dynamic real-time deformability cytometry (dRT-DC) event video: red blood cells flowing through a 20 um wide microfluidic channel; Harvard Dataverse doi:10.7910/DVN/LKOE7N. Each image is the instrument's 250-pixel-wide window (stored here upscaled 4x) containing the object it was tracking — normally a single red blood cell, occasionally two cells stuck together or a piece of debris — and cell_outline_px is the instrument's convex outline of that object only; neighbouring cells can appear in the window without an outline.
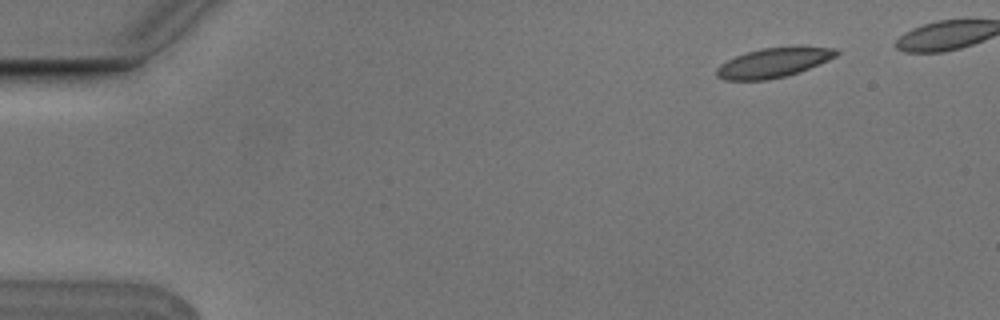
{"species": "Egyptian fruit bat (a non-hibernating species)", "species_latin": "Rousettus aegyptiacus", "temperature_condition": "cold", "stored_images_in_passage": 5, "camera_frame_rate_fps": 3000, "um_per_image_px": 0.085, "animal": {"sex": "male"}, "frame": {"image": 1, "passage_image": 2, "time_ms": 0.333, "image_size_px": [1000, 320], "cell_outline_px": [[840, 52], [836, 56], [828, 60], [800, 72], [788, 76], [764, 80], [724, 80], [716, 76], [716, 68], [720, 64], [736, 56], [760, 48], [796, 44], [836, 48]], "centroid_in_image_um": [65.81, 5.29], "position_along_channel_um": 19.2, "area_um2": 21.27}}